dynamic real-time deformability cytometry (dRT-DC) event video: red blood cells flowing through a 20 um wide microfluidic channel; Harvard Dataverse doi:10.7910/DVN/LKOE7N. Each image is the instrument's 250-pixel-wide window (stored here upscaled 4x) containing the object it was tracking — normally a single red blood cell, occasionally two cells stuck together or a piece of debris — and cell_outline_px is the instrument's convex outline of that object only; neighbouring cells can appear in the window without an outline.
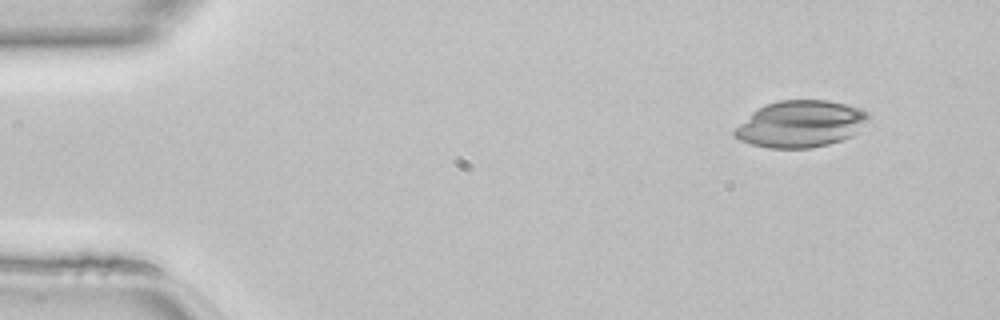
{"species": "common noctule bat (a hibernating species)", "species_latin": "Nyctalus noctula", "temperature_condition": "room temperature", "stored_images_in_passage": 47, "camera_frame_rate_fps": 3000, "um_per_image_px": 0.085, "animal": {"sex": "female", "body_mass_g": 22.7, "forearm_length_mm": 54.2}, "frame": {"image": 1, "passage_image": 4, "time_ms": 1.0, "image_size_px": [1000, 320], "cell_outline_px": [[872, 124], [852, 136], [828, 144], [812, 148], [768, 148], [752, 144], [740, 140], [732, 132], [752, 112], [768, 104], [780, 100], [828, 100], [844, 104], [868, 112]], "centroid_in_image_um": [68.14, 10.54], "position_along_channel_um": 16.9, "area_um2": 36.47}}
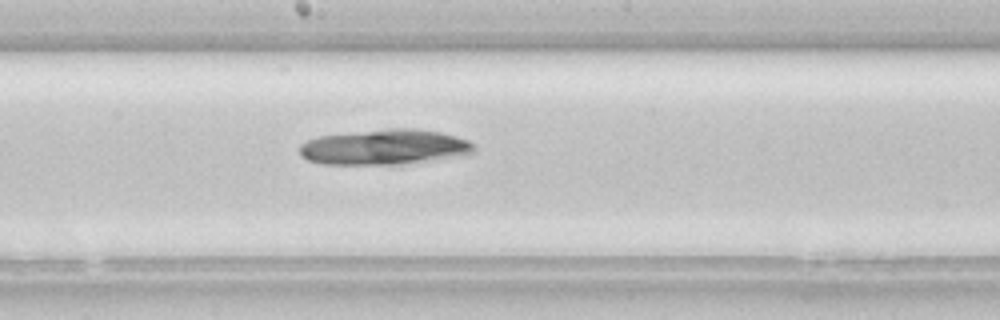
{"frame": {"image": 2, "passage_image": 25, "time_ms": 8.0, "image_size_px": [1000, 320], "cell_outline_px": [[476, 148], [472, 152], [460, 156], [396, 164], [320, 164], [308, 160], [300, 156], [300, 144], [308, 140], [320, 136], [392, 128], [416, 128], [440, 132], [456, 136], [468, 140], [476, 144]], "centroid_in_image_um": [32.69, 12.5], "position_along_channel_um": 215.5, "area_um2": 35.66}}
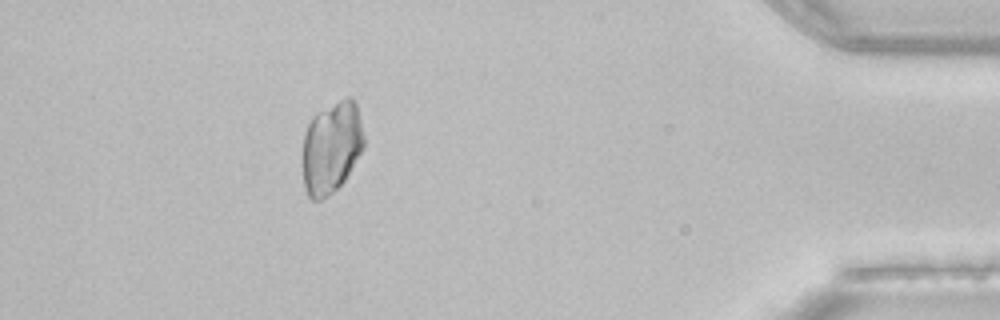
{"frame": {"image": 3, "passage_image": 42, "time_ms": 13.667, "image_size_px": [1000, 320], "cell_outline_px": [[364, 148], [344, 180], [328, 196], [320, 200], [312, 200], [308, 196], [304, 188], [304, 136], [308, 124], [312, 116], [316, 112], [348, 96], [356, 104], [360, 116], [364, 136]], "centroid_in_image_um": [28.19, 12.52], "position_along_channel_um": 407.0, "area_um2": 32.54}}